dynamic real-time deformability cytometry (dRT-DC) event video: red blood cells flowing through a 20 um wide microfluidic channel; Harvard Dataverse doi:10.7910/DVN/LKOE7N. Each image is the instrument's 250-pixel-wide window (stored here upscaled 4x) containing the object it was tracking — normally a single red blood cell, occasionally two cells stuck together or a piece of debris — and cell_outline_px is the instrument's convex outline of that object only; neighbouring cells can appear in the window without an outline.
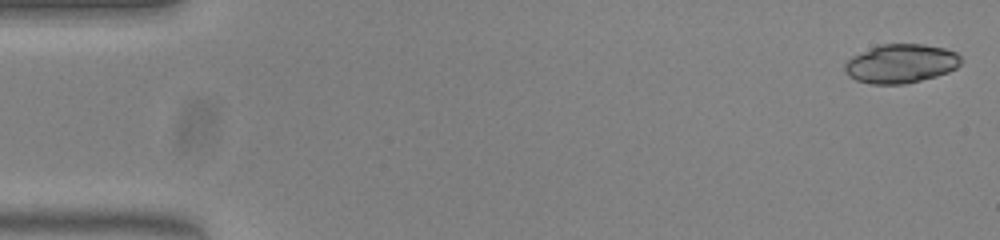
{"species": "common noctule bat (a hibernating species)", "species_latin": "Nyctalus noctula", "temperature_condition": "warm", "stored_images_in_passage": 51, "camera_frame_rate_fps": 3000, "um_per_image_px": 0.085, "animal": {"sex": "female", "body_mass_g": 23.0, "forearm_length_mm": 53.4}, "frame": {"image": 1, "passage_image": 1, "time_ms": 0.0, "image_size_px": [1000, 240], "cell_outline_px": [[960, 64], [956, 68], [948, 72], [936, 76], [904, 84], [872, 84], [856, 80], [848, 76], [844, 68], [844, 64], [852, 56], [880, 44], [924, 44], [944, 48], [956, 52], [960, 56]], "centroid_in_image_um": [76.57, 5.4], "position_along_channel_um": 8.4, "area_um2": 26.24}}
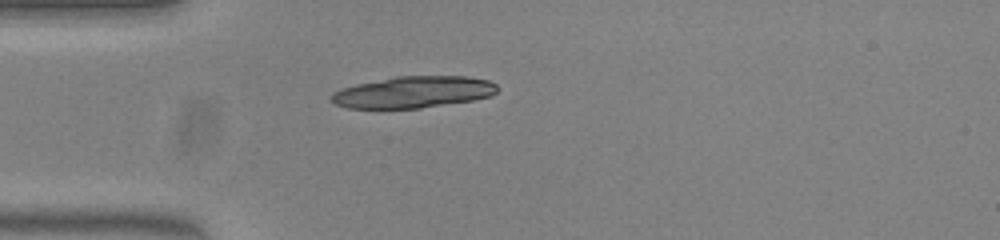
{"frame": {"image": 2, "passage_image": 14, "time_ms": 4.333, "image_size_px": [1000, 240], "cell_outline_px": [[496, 92], [488, 96], [472, 100], [420, 108], [348, 108], [336, 104], [332, 100], [332, 92], [356, 84], [396, 76], [468, 76], [488, 80], [496, 84]], "centroid_in_image_um": [35.13, 7.82], "position_along_channel_um": 49.9, "area_um2": 30.23}}